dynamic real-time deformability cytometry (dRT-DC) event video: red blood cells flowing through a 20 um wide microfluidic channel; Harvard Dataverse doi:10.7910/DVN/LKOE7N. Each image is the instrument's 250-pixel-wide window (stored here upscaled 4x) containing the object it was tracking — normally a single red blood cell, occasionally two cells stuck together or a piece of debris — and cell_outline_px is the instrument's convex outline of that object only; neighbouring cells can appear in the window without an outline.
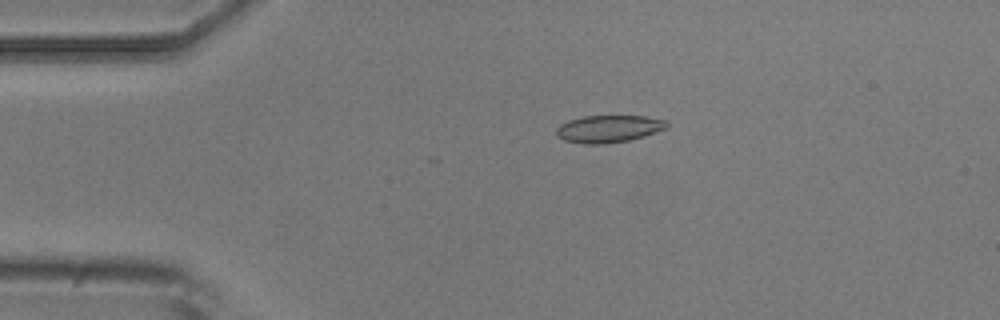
{"species": "common noctule bat (a hibernating species)", "species_latin": "Nyctalus noctula", "temperature_condition": "room temperature", "stored_images_in_passage": 6, "camera_frame_rate_fps": 3000, "um_per_image_px": 0.085, "animal": {"sex": "male", "body_mass_g": 20.5, "forearm_length_mm": 52.5}, "frame": {"image": 1, "passage_image": 3, "time_ms": 2.333, "image_size_px": [1000, 320], "cell_outline_px": [[668, 128], [644, 136], [628, 140], [604, 144], [584, 144], [564, 140], [556, 136], [556, 128], [560, 124], [568, 120], [584, 116], [644, 116], [664, 120], [668, 124]], "centroid_in_image_um": [51.7, 10.95], "position_along_channel_um": 33.3, "area_um2": 17.57}}
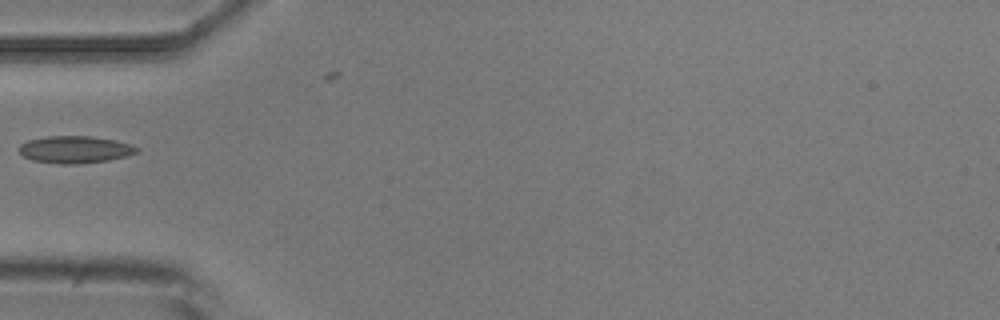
{"frame": {"image": 2, "passage_image": 5, "time_ms": 4.667, "image_size_px": [1000, 320], "cell_outline_px": [[140, 152], [128, 156], [108, 160], [80, 164], [60, 164], [32, 160], [24, 156], [16, 148], [20, 144], [28, 140], [48, 136], [92, 136], [116, 140], [132, 144], [140, 148]], "centroid_in_image_um": [6.42, 12.71], "position_along_channel_um": 78.6, "area_um2": 18.96}}
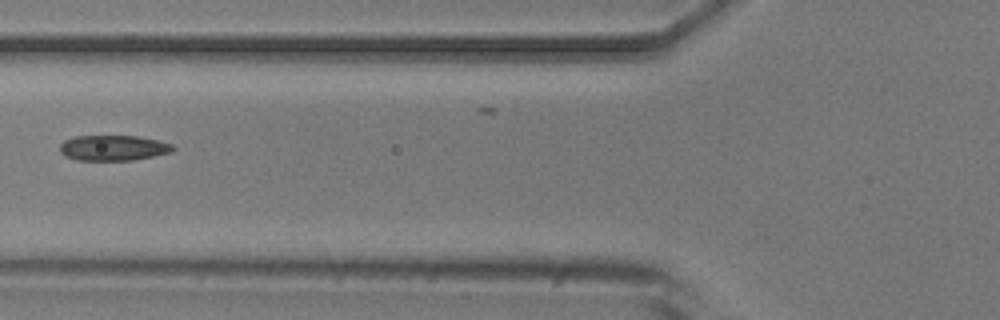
{"frame": {"image": 3, "passage_image": 6, "time_ms": 5.667, "image_size_px": [1000, 320], "cell_outline_px": [[176, 148], [172, 152], [132, 160], [76, 160], [64, 156], [60, 152], [60, 144], [64, 140], [76, 136], [136, 136], [160, 140], [172, 144]], "centroid_in_image_um": [9.63, 12.57], "position_along_channel_um": 116.2, "area_um2": 16.82}}